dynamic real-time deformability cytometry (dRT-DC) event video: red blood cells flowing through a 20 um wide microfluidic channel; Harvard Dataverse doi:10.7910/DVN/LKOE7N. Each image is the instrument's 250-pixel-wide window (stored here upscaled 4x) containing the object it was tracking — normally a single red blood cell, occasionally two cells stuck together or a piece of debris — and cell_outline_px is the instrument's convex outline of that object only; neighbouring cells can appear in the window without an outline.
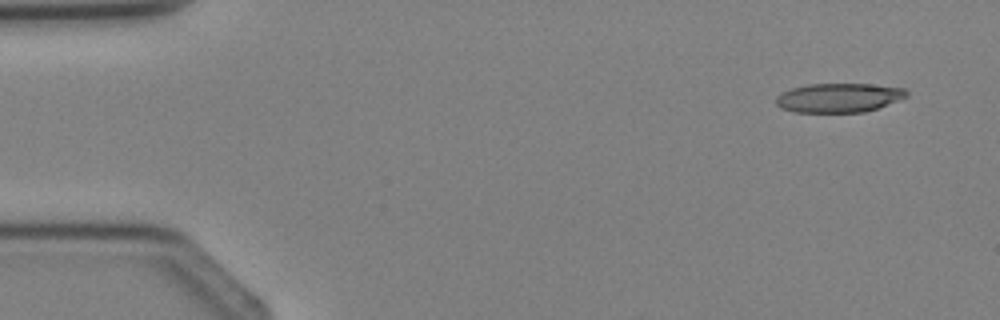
{"species": "Egyptian fruit bat (a non-hibernating species)", "species_latin": "Rousettus aegyptiacus", "temperature_condition": "cold", "stored_images_in_passage": 3, "camera_frame_rate_fps": 3000, "um_per_image_px": 0.085, "animal": {"sex": "female"}, "frame": {"image": 1, "passage_image": 1, "time_ms": 0.0, "image_size_px": [1000, 320], "cell_outline_px": [[908, 96], [876, 108], [864, 112], [792, 112], [780, 108], [776, 104], [776, 96], [792, 88], [808, 84], [872, 84], [904, 88], [908, 92]], "centroid_in_image_um": [71.27, 8.31], "position_along_channel_um": 13.7, "area_um2": 22.08}}